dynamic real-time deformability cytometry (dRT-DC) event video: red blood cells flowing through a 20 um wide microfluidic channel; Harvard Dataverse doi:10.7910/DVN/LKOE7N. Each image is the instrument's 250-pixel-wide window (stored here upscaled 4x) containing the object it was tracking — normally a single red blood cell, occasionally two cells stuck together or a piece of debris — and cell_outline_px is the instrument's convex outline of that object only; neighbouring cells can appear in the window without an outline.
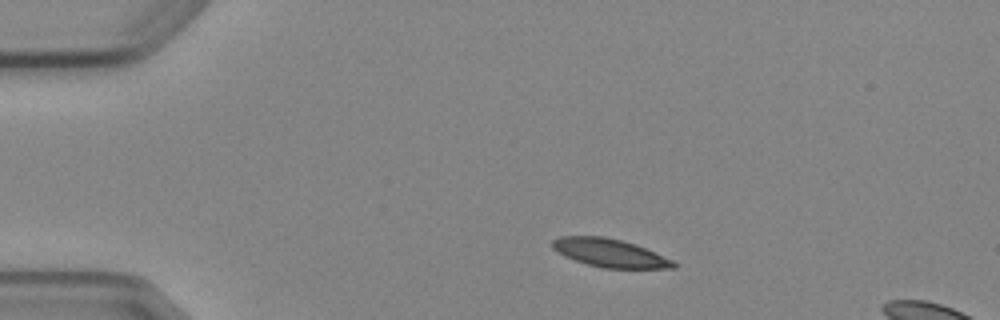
{"species": "Egyptian fruit bat (a non-hibernating species)", "species_latin": "Rousettus aegyptiacus", "temperature_condition": "cold", "stored_images_in_passage": 3, "camera_frame_rate_fps": 3000, "um_per_image_px": 0.085, "animal": {"sex": "female"}, "frame": {"image": 1, "passage_image": 1, "time_ms": 0.0, "image_size_px": [1000, 320], "cell_outline_px": [[676, 268], [604, 268], [588, 264], [564, 256], [552, 248], [552, 240], [560, 236], [604, 236], [636, 244], [672, 260], [676, 264]], "centroid_in_image_um": [51.81, 21.49], "position_along_channel_um": 33.2, "area_um2": 19.71}}